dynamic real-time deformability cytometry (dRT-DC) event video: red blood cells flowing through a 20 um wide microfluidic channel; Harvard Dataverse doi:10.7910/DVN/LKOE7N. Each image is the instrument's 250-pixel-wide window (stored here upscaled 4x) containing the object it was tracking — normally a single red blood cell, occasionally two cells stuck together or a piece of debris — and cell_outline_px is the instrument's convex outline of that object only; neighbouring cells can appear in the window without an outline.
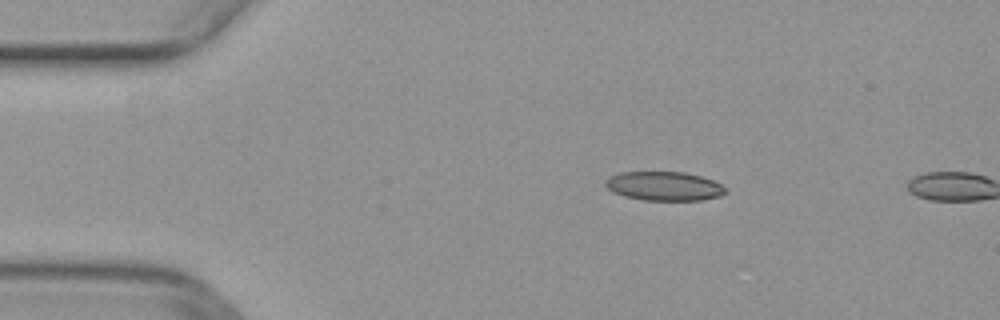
{"species": "common noctule bat (a hibernating species)", "species_latin": "Nyctalus noctula", "temperature_condition": "warm", "stored_images_in_passage": 2, "camera_frame_rate_fps": 3000, "um_per_image_px": 0.085, "animal": {"sex": "female", "body_mass_g": 29.2, "forearm_length_mm": 56.3}, "frame": {"image": 1, "passage_image": 1, "time_ms": 0.0, "image_size_px": [1000, 320], "cell_outline_px": [[728, 192], [720, 196], [700, 200], [644, 200], [624, 196], [612, 192], [604, 184], [604, 180], [608, 176], [620, 172], [684, 172], [700, 176], [712, 180], [728, 188]], "centroid_in_image_um": [56.44, 15.82], "position_along_channel_um": 28.6, "area_um2": 20.46}}